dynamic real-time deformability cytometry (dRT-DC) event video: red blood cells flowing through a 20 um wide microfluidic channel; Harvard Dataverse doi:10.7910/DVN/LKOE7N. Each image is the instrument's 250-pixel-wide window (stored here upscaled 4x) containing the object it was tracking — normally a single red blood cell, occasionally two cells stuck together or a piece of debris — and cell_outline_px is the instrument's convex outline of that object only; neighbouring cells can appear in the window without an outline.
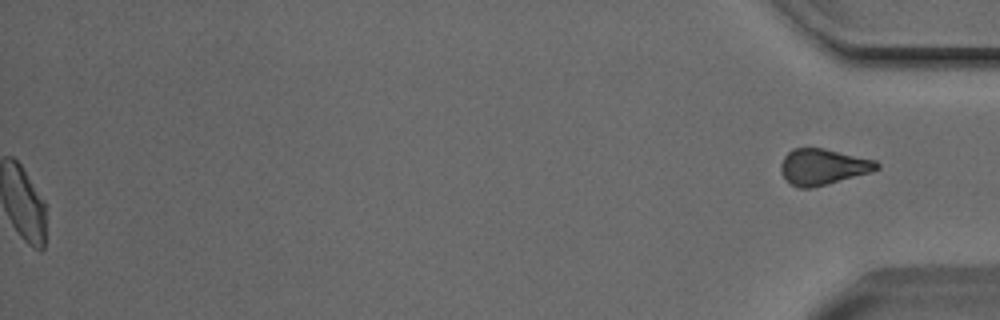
{"species": "Egyptian fruit bat (a non-hibernating species)", "species_latin": "Rousettus aegyptiacus", "temperature_condition": "cold", "stored_images_in_passage": 46, "segment_of_instrument_passage": [2, 2], "camera_frame_rate_fps": 3000, "um_per_image_px": 0.085, "animal": {"sex": "male"}, "frame": {"image": 1, "passage_image": 46, "time_ms": 15.0, "image_size_px": [1000, 320], "cell_outline_px": [[880, 168], [868, 172], [812, 188], [800, 188], [792, 184], [780, 172], [780, 164], [784, 156], [792, 148], [824, 148], [876, 160], [880, 164]], "centroid_in_image_um": [69.93, 14.16], "position_along_channel_um": 365.3, "area_um2": 19.88}}